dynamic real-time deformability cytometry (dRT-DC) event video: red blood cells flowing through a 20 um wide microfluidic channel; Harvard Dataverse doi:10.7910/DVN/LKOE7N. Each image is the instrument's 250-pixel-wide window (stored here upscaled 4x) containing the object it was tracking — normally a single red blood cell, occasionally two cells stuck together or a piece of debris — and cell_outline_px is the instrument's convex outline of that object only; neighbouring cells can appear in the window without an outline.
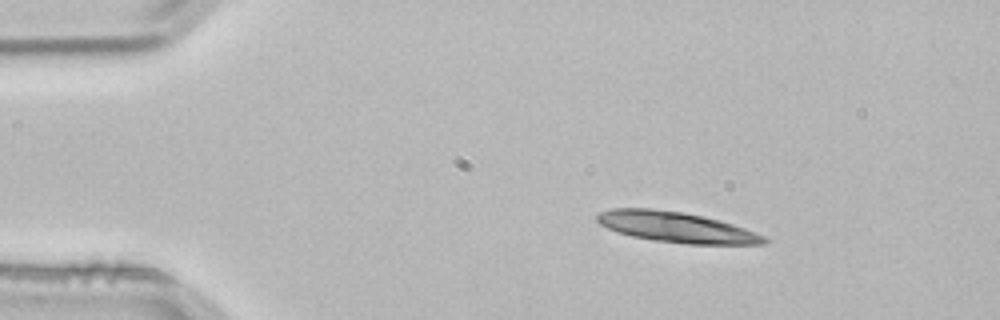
{"species": "common noctule bat (a hibernating species)", "species_latin": "Nyctalus noctula", "temperature_condition": "room temperature", "stored_images_in_passage": 2, "camera_frame_rate_fps": 3000, "um_per_image_px": 0.085, "animal": {"sex": "male", "body_mass_g": 21.5, "forearm_length_mm": 52.0}, "frame": {"image": 1, "passage_image": 1, "time_ms": 0.0, "image_size_px": [1000, 320], "cell_outline_px": [[768, 244], [688, 244], [652, 240], [632, 236], [608, 228], [600, 224], [596, 220], [596, 216], [600, 212], [612, 208], [652, 208], [684, 212], [704, 216], [720, 220], [744, 228], [764, 236], [768, 240]], "centroid_in_image_um": [57.49, 19.3], "position_along_channel_um": 27.5, "area_um2": 29.65}}